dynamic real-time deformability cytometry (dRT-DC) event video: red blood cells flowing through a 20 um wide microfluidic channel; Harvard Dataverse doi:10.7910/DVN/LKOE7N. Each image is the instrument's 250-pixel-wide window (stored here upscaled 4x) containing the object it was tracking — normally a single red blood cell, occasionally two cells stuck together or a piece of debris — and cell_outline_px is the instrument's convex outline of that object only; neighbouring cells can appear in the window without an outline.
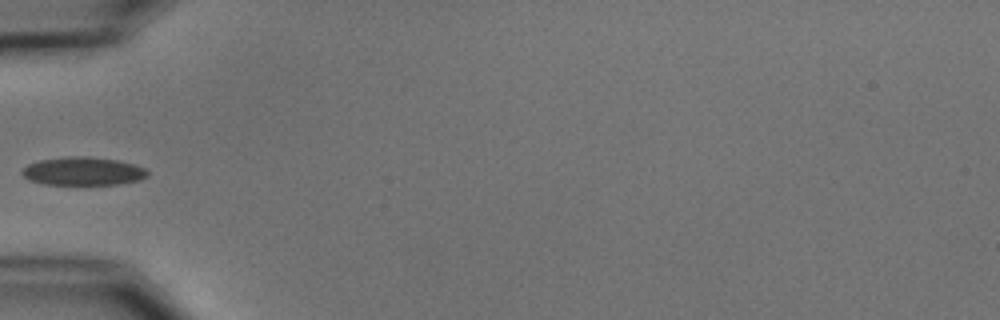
{"species": "common noctule bat (a hibernating species)", "species_latin": "Nyctalus noctula", "temperature_condition": "cold", "stored_images_in_passage": 4, "camera_frame_rate_fps": 3000, "um_per_image_px": 0.085, "animal": {"sex": "male", "body_mass_g": 15.6}, "frame": {"image": 1, "passage_image": 3, "time_ms": 2.333, "image_size_px": [1000, 320], "cell_outline_px": [[148, 176], [140, 180], [120, 184], [44, 184], [28, 180], [20, 172], [28, 164], [40, 160], [64, 156], [88, 156], [116, 160], [132, 164], [144, 168], [148, 172]], "centroid_in_image_um": [7.04, 14.55], "position_along_channel_um": 78.0, "area_um2": 20.63}}